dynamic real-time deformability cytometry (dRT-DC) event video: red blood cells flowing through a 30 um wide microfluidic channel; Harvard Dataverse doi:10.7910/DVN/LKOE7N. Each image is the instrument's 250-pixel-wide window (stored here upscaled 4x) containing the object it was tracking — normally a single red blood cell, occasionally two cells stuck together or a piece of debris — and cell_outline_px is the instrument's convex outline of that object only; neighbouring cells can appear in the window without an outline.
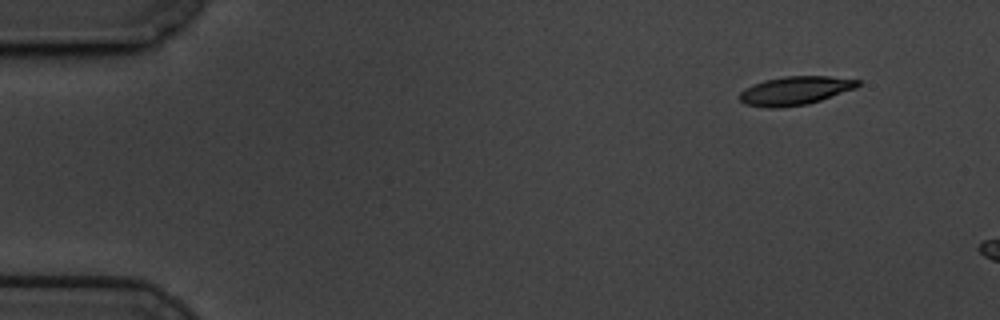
{"species": "common noctule bat (a hibernating species)", "species_latin": "Nyctalus noctula", "temperature_condition": "cold", "stored_images_in_passage": 6, "camera_frame_rate_fps": 3000, "um_per_image_px": 0.085, "animal": {"sex": "male", "body_mass_g": 19.5, "forearm_length_mm": 54.6}, "frame": {"image": 1, "passage_image": 1, "time_ms": 0.0, "image_size_px": [1000, 320], "cell_outline_px": [[860, 84], [856, 88], [808, 104], [776, 108], [768, 108], [744, 104], [740, 100], [740, 92], [744, 88], [764, 80], [784, 76], [828, 76], [860, 80]], "centroid_in_image_um": [67.57, 7.7], "position_along_channel_um": 17.4, "area_um2": 19.65}}